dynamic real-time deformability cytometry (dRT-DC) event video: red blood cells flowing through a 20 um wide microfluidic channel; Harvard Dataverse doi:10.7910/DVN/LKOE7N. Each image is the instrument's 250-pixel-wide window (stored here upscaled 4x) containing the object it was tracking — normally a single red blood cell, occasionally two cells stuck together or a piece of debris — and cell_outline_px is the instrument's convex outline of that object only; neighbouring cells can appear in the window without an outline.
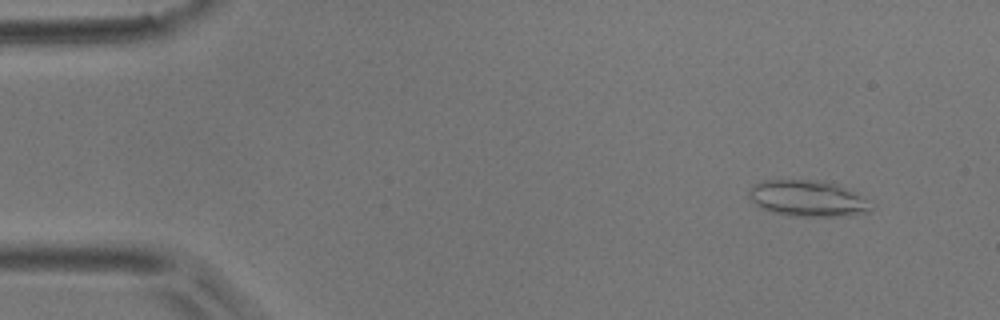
{"species": "common noctule bat (a hibernating species)", "species_latin": "Nyctalus noctula", "temperature_condition": "room temperature", "stored_images_in_passage": 4, "camera_frame_rate_fps": 3000, "um_per_image_px": 0.085, "animal": {"sex": "male", "body_mass_g": 17.9}, "frame": {"image": 1, "passage_image": 2, "time_ms": 1.0, "image_size_px": [1000, 320], "cell_outline_px": [[872, 208], [868, 212], [848, 216], [788, 216], [772, 212], [760, 208], [748, 196], [748, 192], [752, 184], [760, 180], [824, 180], [836, 184], [856, 192], [872, 200]], "centroid_in_image_um": [68.68, 16.86], "position_along_channel_um": 16.3, "area_um2": 26.3}}